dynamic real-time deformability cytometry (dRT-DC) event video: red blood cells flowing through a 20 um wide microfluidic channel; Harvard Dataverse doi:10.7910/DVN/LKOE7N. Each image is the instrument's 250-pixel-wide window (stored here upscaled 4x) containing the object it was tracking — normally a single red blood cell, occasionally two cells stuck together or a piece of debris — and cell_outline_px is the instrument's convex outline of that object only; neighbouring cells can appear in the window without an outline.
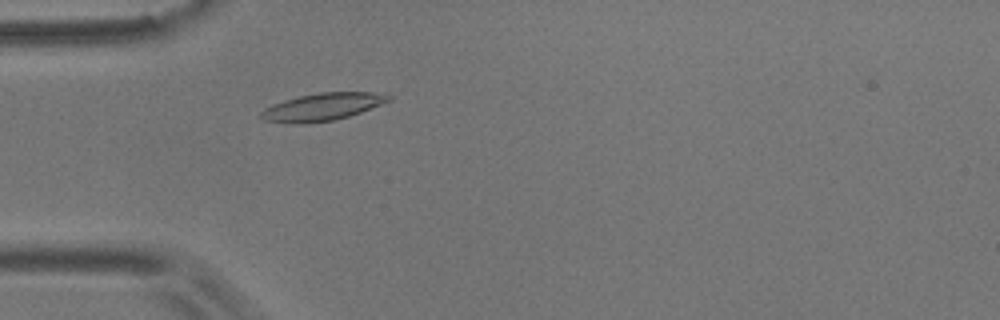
{"species": "common noctule bat (a hibernating species)", "species_latin": "Nyctalus noctula", "temperature_condition": "room temperature", "stored_images_in_passage": 4, "camera_frame_rate_fps": 3000, "um_per_image_px": 0.085, "animal": {"sex": "male", "body_mass_g": 17.9}, "frame": {"image": 1, "passage_image": 4, "time_ms": 3.667, "image_size_px": [1000, 320], "cell_outline_px": [[392, 100], [360, 112], [348, 116], [332, 120], [304, 124], [300, 124], [264, 120], [260, 116], [260, 112], [264, 108], [272, 104], [284, 100], [300, 96], [320, 92], [372, 92], [392, 96]], "centroid_in_image_um": [27.39, 9.08], "position_along_channel_um": 57.6, "area_um2": 20.23}}